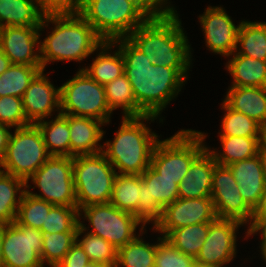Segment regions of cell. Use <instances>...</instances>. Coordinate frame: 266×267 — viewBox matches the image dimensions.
Instances as JSON below:
<instances>
[{"mask_svg":"<svg viewBox=\"0 0 266 267\" xmlns=\"http://www.w3.org/2000/svg\"><path fill=\"white\" fill-rule=\"evenodd\" d=\"M112 42L123 56L124 74L131 84L137 106L146 115L161 117L162 111L185 86L186 79L175 68L152 65L128 38Z\"/></svg>","mask_w":266,"mask_h":267,"instance_id":"6da1fadb","label":"cell"},{"mask_svg":"<svg viewBox=\"0 0 266 267\" xmlns=\"http://www.w3.org/2000/svg\"><path fill=\"white\" fill-rule=\"evenodd\" d=\"M178 15L176 11L164 18L147 19L127 38L152 65L175 68L188 79L192 48Z\"/></svg>","mask_w":266,"mask_h":267,"instance_id":"7a4b0ae2","label":"cell"},{"mask_svg":"<svg viewBox=\"0 0 266 267\" xmlns=\"http://www.w3.org/2000/svg\"><path fill=\"white\" fill-rule=\"evenodd\" d=\"M54 24L49 35L40 40L42 69L50 62H81L98 50L104 40L81 15L43 16L39 28Z\"/></svg>","mask_w":266,"mask_h":267,"instance_id":"3957f363","label":"cell"},{"mask_svg":"<svg viewBox=\"0 0 266 267\" xmlns=\"http://www.w3.org/2000/svg\"><path fill=\"white\" fill-rule=\"evenodd\" d=\"M121 125L114 134L113 141L103 144V153L118 174L141 175L151 163V156L158 135L144 122H153L158 117L143 115L121 117Z\"/></svg>","mask_w":266,"mask_h":267,"instance_id":"277c9868","label":"cell"},{"mask_svg":"<svg viewBox=\"0 0 266 267\" xmlns=\"http://www.w3.org/2000/svg\"><path fill=\"white\" fill-rule=\"evenodd\" d=\"M206 133L181 129L170 138L159 140L153 150L150 165L161 177L182 181L191 163L206 149Z\"/></svg>","mask_w":266,"mask_h":267,"instance_id":"5b68a950","label":"cell"},{"mask_svg":"<svg viewBox=\"0 0 266 267\" xmlns=\"http://www.w3.org/2000/svg\"><path fill=\"white\" fill-rule=\"evenodd\" d=\"M117 171L103 152L73 157V181L77 208L109 203Z\"/></svg>","mask_w":266,"mask_h":267,"instance_id":"8992f818","label":"cell"},{"mask_svg":"<svg viewBox=\"0 0 266 267\" xmlns=\"http://www.w3.org/2000/svg\"><path fill=\"white\" fill-rule=\"evenodd\" d=\"M81 16L104 41L127 38L147 20L128 0H88Z\"/></svg>","mask_w":266,"mask_h":267,"instance_id":"52a82bcc","label":"cell"},{"mask_svg":"<svg viewBox=\"0 0 266 267\" xmlns=\"http://www.w3.org/2000/svg\"><path fill=\"white\" fill-rule=\"evenodd\" d=\"M60 113L111 121L104 85L97 83L82 69L60 86Z\"/></svg>","mask_w":266,"mask_h":267,"instance_id":"ba28073f","label":"cell"},{"mask_svg":"<svg viewBox=\"0 0 266 267\" xmlns=\"http://www.w3.org/2000/svg\"><path fill=\"white\" fill-rule=\"evenodd\" d=\"M49 157L38 126L29 124L11 131L0 170L26 182Z\"/></svg>","mask_w":266,"mask_h":267,"instance_id":"9c48e42d","label":"cell"},{"mask_svg":"<svg viewBox=\"0 0 266 267\" xmlns=\"http://www.w3.org/2000/svg\"><path fill=\"white\" fill-rule=\"evenodd\" d=\"M78 213L79 226L83 230L88 231L91 226L89 233L102 237L117 250L137 236L138 225L145 228L133 214L118 209L110 202L87 205L80 208ZM82 218L88 220V227L80 221Z\"/></svg>","mask_w":266,"mask_h":267,"instance_id":"30bf717a","label":"cell"},{"mask_svg":"<svg viewBox=\"0 0 266 267\" xmlns=\"http://www.w3.org/2000/svg\"><path fill=\"white\" fill-rule=\"evenodd\" d=\"M35 185L29 186V180ZM37 187L40 194L30 188ZM26 191L53 205L77 206L74 181L73 157L50 156L48 160L26 181Z\"/></svg>","mask_w":266,"mask_h":267,"instance_id":"8fae6325","label":"cell"},{"mask_svg":"<svg viewBox=\"0 0 266 267\" xmlns=\"http://www.w3.org/2000/svg\"><path fill=\"white\" fill-rule=\"evenodd\" d=\"M177 180L161 177L151 165L140 175L141 200L134 217L146 224L159 222L164 208L179 198Z\"/></svg>","mask_w":266,"mask_h":267,"instance_id":"7c38bea8","label":"cell"},{"mask_svg":"<svg viewBox=\"0 0 266 267\" xmlns=\"http://www.w3.org/2000/svg\"><path fill=\"white\" fill-rule=\"evenodd\" d=\"M43 233L39 229L12 222L3 225V267H43Z\"/></svg>","mask_w":266,"mask_h":267,"instance_id":"4fadbf2b","label":"cell"},{"mask_svg":"<svg viewBox=\"0 0 266 267\" xmlns=\"http://www.w3.org/2000/svg\"><path fill=\"white\" fill-rule=\"evenodd\" d=\"M211 199L217 218L250 224L253 210L245 203L228 166L216 164L212 176Z\"/></svg>","mask_w":266,"mask_h":267,"instance_id":"5bb4252c","label":"cell"},{"mask_svg":"<svg viewBox=\"0 0 266 267\" xmlns=\"http://www.w3.org/2000/svg\"><path fill=\"white\" fill-rule=\"evenodd\" d=\"M242 223L232 219L216 218L209 223V232L195 258L199 267H223L232 262L237 253V231Z\"/></svg>","mask_w":266,"mask_h":267,"instance_id":"9a60e30c","label":"cell"},{"mask_svg":"<svg viewBox=\"0 0 266 267\" xmlns=\"http://www.w3.org/2000/svg\"><path fill=\"white\" fill-rule=\"evenodd\" d=\"M217 218L211 197L178 198L168 204L153 231L165 237L171 230L199 223H210Z\"/></svg>","mask_w":266,"mask_h":267,"instance_id":"2e32d148","label":"cell"},{"mask_svg":"<svg viewBox=\"0 0 266 267\" xmlns=\"http://www.w3.org/2000/svg\"><path fill=\"white\" fill-rule=\"evenodd\" d=\"M40 26H6L0 28V46L11 64L42 66Z\"/></svg>","mask_w":266,"mask_h":267,"instance_id":"e0dca14e","label":"cell"},{"mask_svg":"<svg viewBox=\"0 0 266 267\" xmlns=\"http://www.w3.org/2000/svg\"><path fill=\"white\" fill-rule=\"evenodd\" d=\"M206 47L212 53L228 57L235 52L240 23L235 26L223 7L208 6L200 15Z\"/></svg>","mask_w":266,"mask_h":267,"instance_id":"ac0fdd59","label":"cell"},{"mask_svg":"<svg viewBox=\"0 0 266 267\" xmlns=\"http://www.w3.org/2000/svg\"><path fill=\"white\" fill-rule=\"evenodd\" d=\"M44 71L33 78L22 97L23 110L31 124L51 118L54 111L60 114V87L56 88Z\"/></svg>","mask_w":266,"mask_h":267,"instance_id":"d6986e66","label":"cell"},{"mask_svg":"<svg viewBox=\"0 0 266 267\" xmlns=\"http://www.w3.org/2000/svg\"><path fill=\"white\" fill-rule=\"evenodd\" d=\"M228 167L237 181L243 200L254 210L266 188V178L258 154L252 158L234 162Z\"/></svg>","mask_w":266,"mask_h":267,"instance_id":"ffe728a7","label":"cell"},{"mask_svg":"<svg viewBox=\"0 0 266 267\" xmlns=\"http://www.w3.org/2000/svg\"><path fill=\"white\" fill-rule=\"evenodd\" d=\"M101 126L105 124L97 119L69 115L70 157L102 152L105 131Z\"/></svg>","mask_w":266,"mask_h":267,"instance_id":"44dd1931","label":"cell"},{"mask_svg":"<svg viewBox=\"0 0 266 267\" xmlns=\"http://www.w3.org/2000/svg\"><path fill=\"white\" fill-rule=\"evenodd\" d=\"M216 161L205 149L189 166L179 183V198L211 197L212 176Z\"/></svg>","mask_w":266,"mask_h":267,"instance_id":"7402d4cb","label":"cell"},{"mask_svg":"<svg viewBox=\"0 0 266 267\" xmlns=\"http://www.w3.org/2000/svg\"><path fill=\"white\" fill-rule=\"evenodd\" d=\"M223 102L261 126L266 124V87H229Z\"/></svg>","mask_w":266,"mask_h":267,"instance_id":"603a6c76","label":"cell"},{"mask_svg":"<svg viewBox=\"0 0 266 267\" xmlns=\"http://www.w3.org/2000/svg\"><path fill=\"white\" fill-rule=\"evenodd\" d=\"M114 47L115 45L112 41H104L98 47L100 52L96 58H93L92 64L81 68L99 84L105 85L125 73L123 56L119 48L113 51L112 54L111 49Z\"/></svg>","mask_w":266,"mask_h":267,"instance_id":"cb8c5ba5","label":"cell"},{"mask_svg":"<svg viewBox=\"0 0 266 267\" xmlns=\"http://www.w3.org/2000/svg\"><path fill=\"white\" fill-rule=\"evenodd\" d=\"M230 56L225 64L233 78L230 87H266V61L235 52Z\"/></svg>","mask_w":266,"mask_h":267,"instance_id":"d4e9b609","label":"cell"},{"mask_svg":"<svg viewBox=\"0 0 266 267\" xmlns=\"http://www.w3.org/2000/svg\"><path fill=\"white\" fill-rule=\"evenodd\" d=\"M221 150L206 147L219 165L228 166L234 162L249 159L258 154L261 137L219 136Z\"/></svg>","mask_w":266,"mask_h":267,"instance_id":"484cf974","label":"cell"},{"mask_svg":"<svg viewBox=\"0 0 266 267\" xmlns=\"http://www.w3.org/2000/svg\"><path fill=\"white\" fill-rule=\"evenodd\" d=\"M35 124L42 134L50 156L70 157L69 115L60 113L54 120L43 119Z\"/></svg>","mask_w":266,"mask_h":267,"instance_id":"4316f807","label":"cell"},{"mask_svg":"<svg viewBox=\"0 0 266 267\" xmlns=\"http://www.w3.org/2000/svg\"><path fill=\"white\" fill-rule=\"evenodd\" d=\"M42 19L37 0H0V28L40 26Z\"/></svg>","mask_w":266,"mask_h":267,"instance_id":"83f0119b","label":"cell"},{"mask_svg":"<svg viewBox=\"0 0 266 267\" xmlns=\"http://www.w3.org/2000/svg\"><path fill=\"white\" fill-rule=\"evenodd\" d=\"M235 53L266 61V22H240Z\"/></svg>","mask_w":266,"mask_h":267,"instance_id":"f1b7e54d","label":"cell"},{"mask_svg":"<svg viewBox=\"0 0 266 267\" xmlns=\"http://www.w3.org/2000/svg\"><path fill=\"white\" fill-rule=\"evenodd\" d=\"M25 191L26 182L23 179L0 170L1 225H7L15 221L18 207Z\"/></svg>","mask_w":266,"mask_h":267,"instance_id":"f546056e","label":"cell"},{"mask_svg":"<svg viewBox=\"0 0 266 267\" xmlns=\"http://www.w3.org/2000/svg\"><path fill=\"white\" fill-rule=\"evenodd\" d=\"M146 231L140 228L133 240L117 250L115 267H154L157 243L149 244L143 240Z\"/></svg>","mask_w":266,"mask_h":267,"instance_id":"4dcf8cb0","label":"cell"},{"mask_svg":"<svg viewBox=\"0 0 266 267\" xmlns=\"http://www.w3.org/2000/svg\"><path fill=\"white\" fill-rule=\"evenodd\" d=\"M106 100L110 111L121 108L123 110V117H138L146 115L136 103L132 87L127 79V76L116 78L104 85Z\"/></svg>","mask_w":266,"mask_h":267,"instance_id":"1f68e13d","label":"cell"},{"mask_svg":"<svg viewBox=\"0 0 266 267\" xmlns=\"http://www.w3.org/2000/svg\"><path fill=\"white\" fill-rule=\"evenodd\" d=\"M140 200V175L117 173L110 203L122 211L134 214Z\"/></svg>","mask_w":266,"mask_h":267,"instance_id":"d6a6232c","label":"cell"},{"mask_svg":"<svg viewBox=\"0 0 266 267\" xmlns=\"http://www.w3.org/2000/svg\"><path fill=\"white\" fill-rule=\"evenodd\" d=\"M209 232V223H199L171 230L164 238L182 253L194 258Z\"/></svg>","mask_w":266,"mask_h":267,"instance_id":"836d02e7","label":"cell"},{"mask_svg":"<svg viewBox=\"0 0 266 267\" xmlns=\"http://www.w3.org/2000/svg\"><path fill=\"white\" fill-rule=\"evenodd\" d=\"M42 66L12 64L0 75V97H23L33 78L41 71Z\"/></svg>","mask_w":266,"mask_h":267,"instance_id":"e575fe53","label":"cell"},{"mask_svg":"<svg viewBox=\"0 0 266 267\" xmlns=\"http://www.w3.org/2000/svg\"><path fill=\"white\" fill-rule=\"evenodd\" d=\"M82 234H84L83 237ZM79 236H81V239ZM76 242L85 251L90 262L102 263L108 267L116 266L117 249L102 237L93 235L88 231L86 233V230L78 226Z\"/></svg>","mask_w":266,"mask_h":267,"instance_id":"d590c367","label":"cell"},{"mask_svg":"<svg viewBox=\"0 0 266 267\" xmlns=\"http://www.w3.org/2000/svg\"><path fill=\"white\" fill-rule=\"evenodd\" d=\"M221 108L225 114L218 136L261 137L262 126L245 114L232 110L223 101Z\"/></svg>","mask_w":266,"mask_h":267,"instance_id":"8d00e7d4","label":"cell"},{"mask_svg":"<svg viewBox=\"0 0 266 267\" xmlns=\"http://www.w3.org/2000/svg\"><path fill=\"white\" fill-rule=\"evenodd\" d=\"M52 206L53 204L38 199L25 191L14 222L18 225L40 230L43 223H45L46 214H48Z\"/></svg>","mask_w":266,"mask_h":267,"instance_id":"74e56055","label":"cell"},{"mask_svg":"<svg viewBox=\"0 0 266 267\" xmlns=\"http://www.w3.org/2000/svg\"><path fill=\"white\" fill-rule=\"evenodd\" d=\"M77 232H59L43 234L41 261L50 267L56 265L65 257L76 242Z\"/></svg>","mask_w":266,"mask_h":267,"instance_id":"f35d334b","label":"cell"},{"mask_svg":"<svg viewBox=\"0 0 266 267\" xmlns=\"http://www.w3.org/2000/svg\"><path fill=\"white\" fill-rule=\"evenodd\" d=\"M77 206L53 205L46 214L40 231L43 234L77 232L79 226Z\"/></svg>","mask_w":266,"mask_h":267,"instance_id":"ab89813d","label":"cell"},{"mask_svg":"<svg viewBox=\"0 0 266 267\" xmlns=\"http://www.w3.org/2000/svg\"><path fill=\"white\" fill-rule=\"evenodd\" d=\"M157 239L154 267H196L194 257L182 253L164 237Z\"/></svg>","mask_w":266,"mask_h":267,"instance_id":"60d3db41","label":"cell"},{"mask_svg":"<svg viewBox=\"0 0 266 267\" xmlns=\"http://www.w3.org/2000/svg\"><path fill=\"white\" fill-rule=\"evenodd\" d=\"M0 123L10 127H24L31 124L24 113L21 97H0Z\"/></svg>","mask_w":266,"mask_h":267,"instance_id":"b9f144b4","label":"cell"},{"mask_svg":"<svg viewBox=\"0 0 266 267\" xmlns=\"http://www.w3.org/2000/svg\"><path fill=\"white\" fill-rule=\"evenodd\" d=\"M43 16L81 15L82 0H37Z\"/></svg>","mask_w":266,"mask_h":267,"instance_id":"7bdbcfd3","label":"cell"},{"mask_svg":"<svg viewBox=\"0 0 266 267\" xmlns=\"http://www.w3.org/2000/svg\"><path fill=\"white\" fill-rule=\"evenodd\" d=\"M128 1L131 2L147 19L164 18L176 12L175 8L173 6H170L171 2L169 0Z\"/></svg>","mask_w":266,"mask_h":267,"instance_id":"ee69618b","label":"cell"},{"mask_svg":"<svg viewBox=\"0 0 266 267\" xmlns=\"http://www.w3.org/2000/svg\"><path fill=\"white\" fill-rule=\"evenodd\" d=\"M89 262L90 260L85 251L77 242H75L56 267H84Z\"/></svg>","mask_w":266,"mask_h":267,"instance_id":"f6af8a7d","label":"cell"},{"mask_svg":"<svg viewBox=\"0 0 266 267\" xmlns=\"http://www.w3.org/2000/svg\"><path fill=\"white\" fill-rule=\"evenodd\" d=\"M247 226L248 229L245 231V233L247 232L245 236L246 239L259 232L262 238L259 248L266 244V218H252L250 224Z\"/></svg>","mask_w":266,"mask_h":267,"instance_id":"bcb514c9","label":"cell"},{"mask_svg":"<svg viewBox=\"0 0 266 267\" xmlns=\"http://www.w3.org/2000/svg\"><path fill=\"white\" fill-rule=\"evenodd\" d=\"M12 127L0 123V163L5 157Z\"/></svg>","mask_w":266,"mask_h":267,"instance_id":"7dc6e473","label":"cell"},{"mask_svg":"<svg viewBox=\"0 0 266 267\" xmlns=\"http://www.w3.org/2000/svg\"><path fill=\"white\" fill-rule=\"evenodd\" d=\"M252 218H266V188L259 204L254 208Z\"/></svg>","mask_w":266,"mask_h":267,"instance_id":"c3c4849f","label":"cell"},{"mask_svg":"<svg viewBox=\"0 0 266 267\" xmlns=\"http://www.w3.org/2000/svg\"><path fill=\"white\" fill-rule=\"evenodd\" d=\"M11 65L10 59L4 54L0 46V75L3 74Z\"/></svg>","mask_w":266,"mask_h":267,"instance_id":"681fc988","label":"cell"},{"mask_svg":"<svg viewBox=\"0 0 266 267\" xmlns=\"http://www.w3.org/2000/svg\"><path fill=\"white\" fill-rule=\"evenodd\" d=\"M258 156L260 158L262 169L266 178V148H264L262 145L259 147Z\"/></svg>","mask_w":266,"mask_h":267,"instance_id":"f907efd6","label":"cell"},{"mask_svg":"<svg viewBox=\"0 0 266 267\" xmlns=\"http://www.w3.org/2000/svg\"><path fill=\"white\" fill-rule=\"evenodd\" d=\"M2 239H3V225L0 224V267H3V260H2Z\"/></svg>","mask_w":266,"mask_h":267,"instance_id":"816d5d0a","label":"cell"},{"mask_svg":"<svg viewBox=\"0 0 266 267\" xmlns=\"http://www.w3.org/2000/svg\"><path fill=\"white\" fill-rule=\"evenodd\" d=\"M261 145L266 148V124L262 126Z\"/></svg>","mask_w":266,"mask_h":267,"instance_id":"f5cc1de1","label":"cell"},{"mask_svg":"<svg viewBox=\"0 0 266 267\" xmlns=\"http://www.w3.org/2000/svg\"><path fill=\"white\" fill-rule=\"evenodd\" d=\"M84 267H108L107 265H104L102 263H97V262H89L87 265Z\"/></svg>","mask_w":266,"mask_h":267,"instance_id":"db71d44e","label":"cell"},{"mask_svg":"<svg viewBox=\"0 0 266 267\" xmlns=\"http://www.w3.org/2000/svg\"><path fill=\"white\" fill-rule=\"evenodd\" d=\"M260 253L262 254L263 256V259L265 260V263H266V244H264L261 249H260Z\"/></svg>","mask_w":266,"mask_h":267,"instance_id":"11a10c76","label":"cell"},{"mask_svg":"<svg viewBox=\"0 0 266 267\" xmlns=\"http://www.w3.org/2000/svg\"><path fill=\"white\" fill-rule=\"evenodd\" d=\"M88 0H82V4L84 5Z\"/></svg>","mask_w":266,"mask_h":267,"instance_id":"9f6ffc18","label":"cell"}]
</instances>
